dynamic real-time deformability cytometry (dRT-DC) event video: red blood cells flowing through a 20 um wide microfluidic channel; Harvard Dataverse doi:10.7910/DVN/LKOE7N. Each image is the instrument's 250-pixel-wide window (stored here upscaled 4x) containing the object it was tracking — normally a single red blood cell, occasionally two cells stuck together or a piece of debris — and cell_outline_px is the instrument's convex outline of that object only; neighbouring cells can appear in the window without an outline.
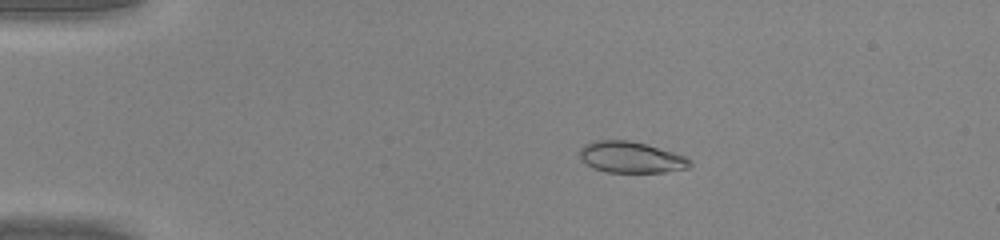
{"species": "common noctule bat (a hibernating species)", "species_latin": "Nyctalus noctula", "temperature_condition": "warm", "stored_images_in_passage": 47, "camera_frame_rate_fps": 3000, "um_per_image_px": 0.085, "animal": {"sex": "male", "body_mass_g": 20.0, "forearm_length_mm": 53.3}, "frame": {"image": 1, "passage_image": 8, "time_ms": 2.333, "image_size_px": [1000, 240], "cell_outline_px": [[692, 164], [688, 168], [664, 172], [608, 172], [592, 168], [580, 160], [580, 148], [584, 144], [592, 140], [628, 140], [644, 144], [672, 152], [684, 156], [692, 160]], "centroid_in_image_um": [53.59, 13.37], "position_along_channel_um": 31.4, "area_um2": 20.06}}
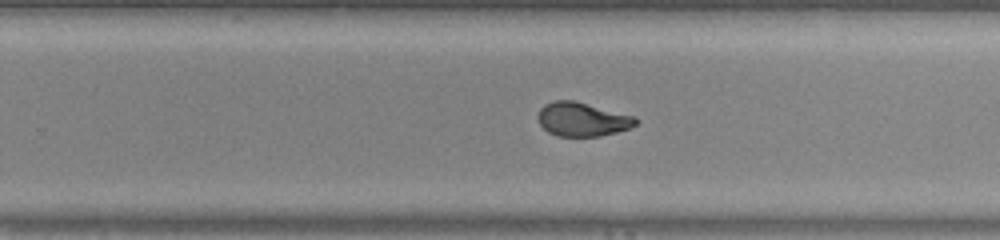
{"frame": {"image": 2, "passage_image": 30, "time_ms": 9.667, "image_size_px": [1000, 240], "cell_outline_px": [[640, 120], [636, 124], [628, 128], [616, 132], [600, 136], [556, 136], [548, 132], [540, 124], [536, 116], [540, 108], [544, 104], [552, 100], [572, 100], [636, 116]], "centroid_in_image_um": [49.47, 10.13], "position_along_channel_um": 280.3, "area_um2": 19.42}}
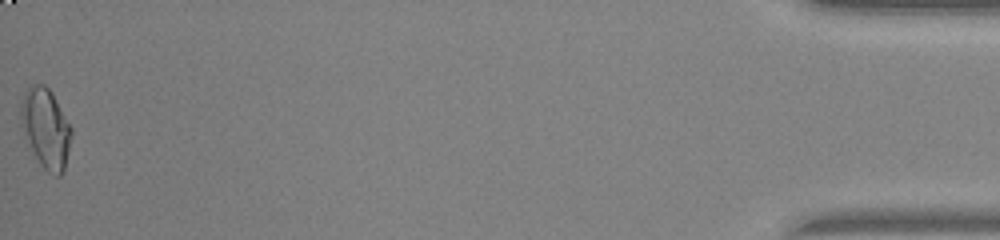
{"frame": {"image": 3, "passage_image": 47, "time_ms": 15.333, "image_size_px": [1000, 240], "cell_outline_px": [[72, 136], [64, 168], [60, 176], [52, 176], [40, 164], [24, 136], [20, 124], [20, 104], [24, 92], [32, 84], [44, 84], [52, 92], [72, 128]], "centroid_in_image_um": [3.88, 10.89], "position_along_channel_um": 431.3, "area_um2": 23.58}, "authors_computed_cell_mechanics": {"area_um2": 20.4612, "velocity_mm_per_s": 4.2891, "shape_relaxation_time_tau1_ms": null, "shape_relaxation_time_tau2_ms": 0.9134, "deformation_change_tau1": null, "deformation_change_tau2": 0.0666}}